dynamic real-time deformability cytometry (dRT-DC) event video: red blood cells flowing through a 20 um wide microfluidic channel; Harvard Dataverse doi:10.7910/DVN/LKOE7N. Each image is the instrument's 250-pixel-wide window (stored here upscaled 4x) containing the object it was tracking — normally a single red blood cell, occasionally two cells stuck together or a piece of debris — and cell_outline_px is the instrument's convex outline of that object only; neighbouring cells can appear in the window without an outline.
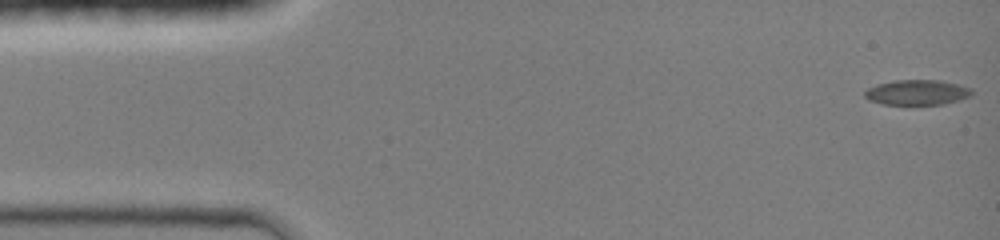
{"species": "common noctule bat (a hibernating species)", "species_latin": "Nyctalus noctula", "temperature_condition": "room temperature", "stored_images_in_passage": 13, "camera_frame_rate_fps": 3000, "um_per_image_px": 0.085, "animal": {"sex": "female", "body_mass_g": 19.0, "forearm_length_mm": 51.5}, "frame": {"image": 1, "passage_image": 1, "time_ms": 0.0, "image_size_px": [1000, 240], "cell_outline_px": [[972, 96], [944, 104], [884, 104], [868, 100], [864, 96], [864, 92], [868, 88], [876, 84], [892, 80], [940, 80], [972, 88]], "centroid_in_image_um": [77.94, 7.85], "position_along_channel_um": 7.1, "area_um2": 15.72}}